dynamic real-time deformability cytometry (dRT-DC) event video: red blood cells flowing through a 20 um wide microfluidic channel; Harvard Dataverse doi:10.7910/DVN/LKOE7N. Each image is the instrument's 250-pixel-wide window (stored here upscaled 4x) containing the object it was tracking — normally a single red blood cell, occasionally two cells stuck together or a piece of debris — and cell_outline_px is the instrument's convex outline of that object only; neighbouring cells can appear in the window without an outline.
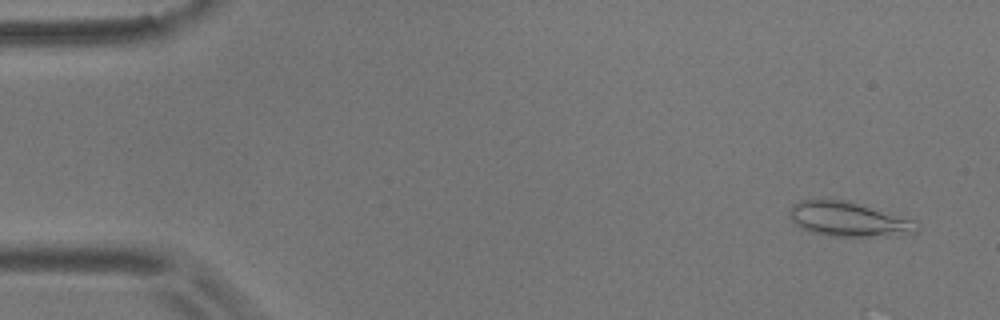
{"species": "common noctule bat (a hibernating species)", "species_latin": "Nyctalus noctula", "temperature_condition": "room temperature", "stored_images_in_passage": 25, "camera_frame_rate_fps": 3000, "um_per_image_px": 0.085, "animal": {"sex": "male", "body_mass_g": 17.9}, "frame": {"image": 1, "passage_image": 1, "time_ms": 0.0, "image_size_px": [1000, 320], "cell_outline_px": [[920, 228], [916, 232], [888, 236], [832, 236], [812, 232], [800, 228], [788, 216], [788, 212], [792, 204], [800, 200], [852, 200], [920, 220]], "centroid_in_image_um": [72.22, 18.61], "position_along_channel_um": 12.8, "area_um2": 26.47}}
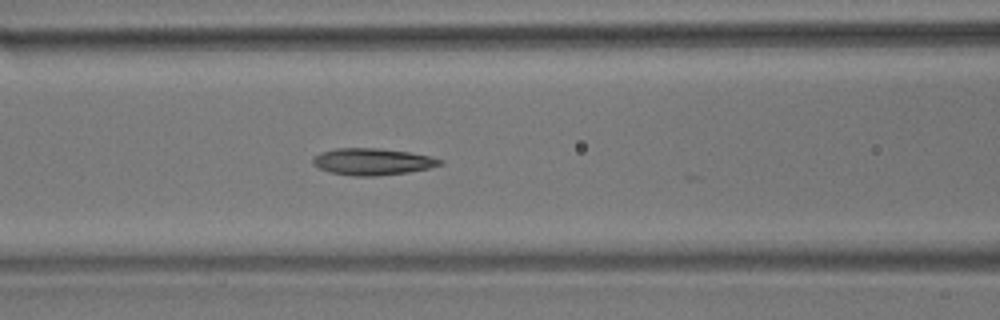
{"frame": {"image": 2, "passage_image": 21, "time_ms": 6.667, "image_size_px": [1000, 320], "cell_outline_px": [[444, 164], [428, 168], [408, 172], [376, 176], [352, 176], [328, 172], [312, 164], [312, 160], [320, 152], [336, 148], [380, 148], [408, 152], [432, 156], [444, 160]], "centroid_in_image_um": [31.67, 13.74], "position_along_channel_um": 134.9, "area_um2": 19.94}}
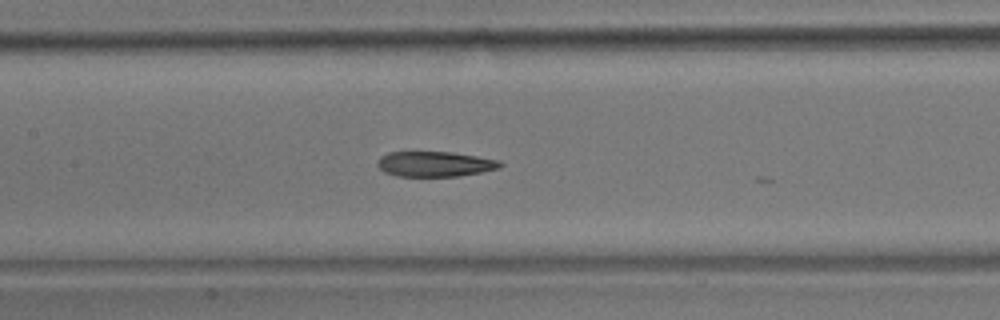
{"frame": {"image": 3, "passage_image": 24, "time_ms": 7.667, "image_size_px": [1000, 320], "cell_outline_px": [[504, 164], [500, 168], [460, 176], [396, 176], [384, 172], [376, 164], [380, 156], [388, 152], [452, 152], [500, 160]], "centroid_in_image_um": [36.96, 13.94], "position_along_channel_um": 170.4, "area_um2": 18.09}}